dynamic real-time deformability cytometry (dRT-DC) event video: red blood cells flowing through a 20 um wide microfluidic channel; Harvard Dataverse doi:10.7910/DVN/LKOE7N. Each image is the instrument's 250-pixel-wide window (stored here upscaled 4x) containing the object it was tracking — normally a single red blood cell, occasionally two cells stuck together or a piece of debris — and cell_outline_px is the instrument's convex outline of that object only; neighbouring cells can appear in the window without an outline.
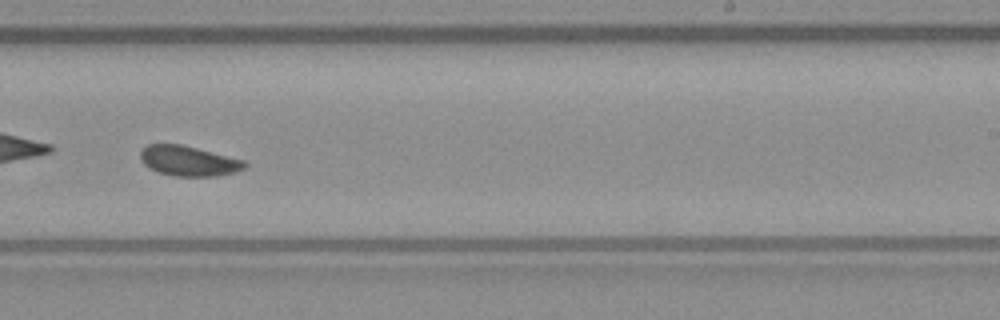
{"species": "common noctule bat (a hibernating species)", "species_latin": "Nyctalus noctula", "temperature_condition": "warm", "stored_images_in_passage": 37, "camera_frame_rate_fps": 3000, "um_per_image_px": 0.085, "animal": {"sex": "male", "body_mass_g": 23.1, "forearm_length_mm": 52.7}, "frame": {"image": 1, "passage_image": 16, "time_ms": 5.0, "image_size_px": [1000, 320], "cell_outline_px": [[248, 164], [244, 168], [236, 172], [216, 176], [176, 176], [160, 172], [148, 168], [140, 160], [140, 152], [148, 144], [180, 144], [244, 160]], "centroid_in_image_um": [16.02, 13.68], "position_along_channel_um": 273.0, "area_um2": 18.15}}
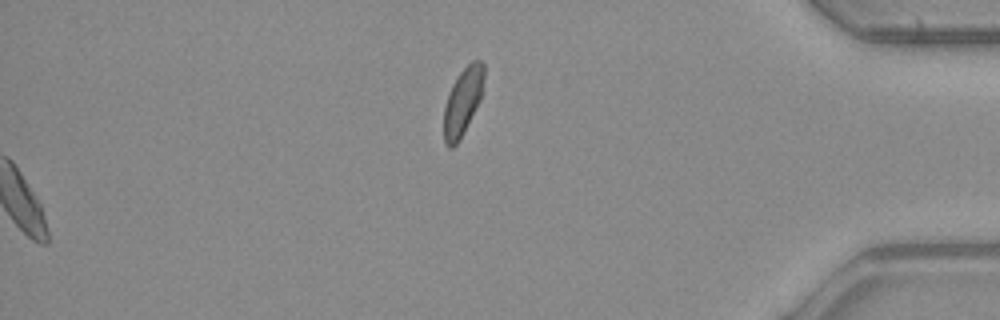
{"frame": {"image": 2, "passage_image": 37, "time_ms": 12.0, "image_size_px": [1000, 320], "cell_outline_px": [[484, 76], [480, 100], [460, 140], [452, 148], [448, 148], [444, 140], [444, 108], [448, 92], [452, 84], [460, 72], [472, 60], [480, 60], [484, 64]], "centroid_in_image_um": [39.32, 8.63], "position_along_channel_um": 395.9, "area_um2": 15.72}}